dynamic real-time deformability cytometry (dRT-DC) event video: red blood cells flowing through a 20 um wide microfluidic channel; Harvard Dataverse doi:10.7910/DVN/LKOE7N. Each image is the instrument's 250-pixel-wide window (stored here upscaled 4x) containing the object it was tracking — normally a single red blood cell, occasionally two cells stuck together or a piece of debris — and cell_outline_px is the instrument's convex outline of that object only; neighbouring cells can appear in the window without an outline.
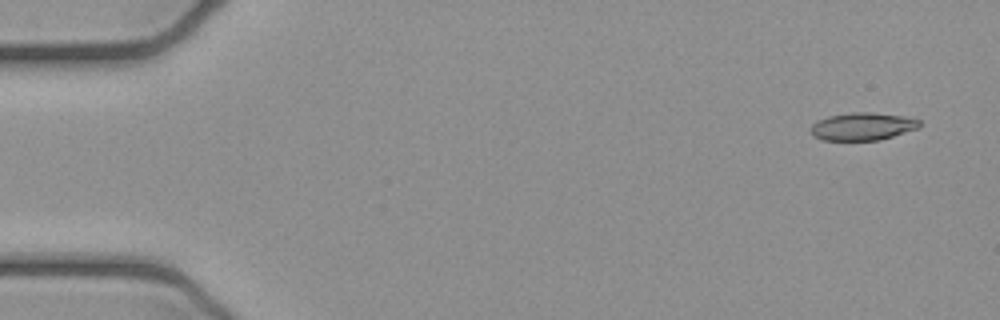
{"species": "common noctule bat (a hibernating species)", "species_latin": "Nyctalus noctula", "temperature_condition": "cold", "stored_images_in_passage": 5, "camera_frame_rate_fps": 3000, "um_per_image_px": 0.085, "animal": {"sex": "female", "body_mass_g": 21.9}, "frame": {"image": 1, "passage_image": 1, "time_ms": 0.0, "image_size_px": [1000, 320], "cell_outline_px": [[920, 128], [880, 140], [820, 140], [812, 136], [812, 124], [816, 120], [828, 116], [852, 112], [872, 112], [900, 116], [920, 120]], "centroid_in_image_um": [73.3, 10.75], "position_along_channel_um": 11.7, "area_um2": 17.57}}
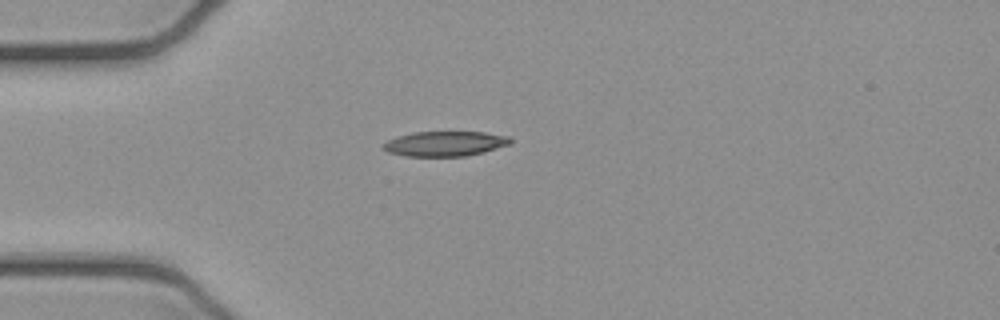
{"frame": {"image": 2, "passage_image": 4, "time_ms": 1.0, "image_size_px": [1000, 320], "cell_outline_px": [[512, 144], [484, 152], [464, 156], [404, 156], [388, 152], [384, 148], [384, 144], [388, 140], [396, 136], [412, 132], [484, 132], [512, 136]], "centroid_in_image_um": [37.88, 12.21], "position_along_channel_um": 47.1, "area_um2": 18.61}}